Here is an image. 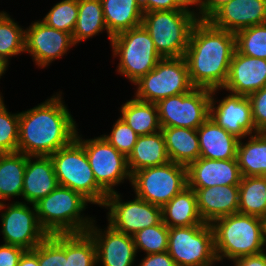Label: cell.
Returning a JSON list of instances; mask_svg holds the SVG:
<instances>
[{
    "mask_svg": "<svg viewBox=\"0 0 266 266\" xmlns=\"http://www.w3.org/2000/svg\"><path fill=\"white\" fill-rule=\"evenodd\" d=\"M61 95L56 93L32 109L19 112L18 152L50 156L76 138L77 123Z\"/></svg>",
    "mask_w": 266,
    "mask_h": 266,
    "instance_id": "1",
    "label": "cell"
},
{
    "mask_svg": "<svg viewBox=\"0 0 266 266\" xmlns=\"http://www.w3.org/2000/svg\"><path fill=\"white\" fill-rule=\"evenodd\" d=\"M236 50L235 33L198 20L190 33L184 58L189 77L196 88L222 89Z\"/></svg>",
    "mask_w": 266,
    "mask_h": 266,
    "instance_id": "2",
    "label": "cell"
},
{
    "mask_svg": "<svg viewBox=\"0 0 266 266\" xmlns=\"http://www.w3.org/2000/svg\"><path fill=\"white\" fill-rule=\"evenodd\" d=\"M211 225L218 263L225 258L233 262L265 251L266 222L263 218L237 212L216 219Z\"/></svg>",
    "mask_w": 266,
    "mask_h": 266,
    "instance_id": "3",
    "label": "cell"
},
{
    "mask_svg": "<svg viewBox=\"0 0 266 266\" xmlns=\"http://www.w3.org/2000/svg\"><path fill=\"white\" fill-rule=\"evenodd\" d=\"M88 203L82 194L58 185L34 205L40 226L53 235L87 232L93 223L92 217L82 214Z\"/></svg>",
    "mask_w": 266,
    "mask_h": 266,
    "instance_id": "4",
    "label": "cell"
},
{
    "mask_svg": "<svg viewBox=\"0 0 266 266\" xmlns=\"http://www.w3.org/2000/svg\"><path fill=\"white\" fill-rule=\"evenodd\" d=\"M196 11V12H195ZM197 9L160 10L143 13L142 25L162 58L184 57Z\"/></svg>",
    "mask_w": 266,
    "mask_h": 266,
    "instance_id": "5",
    "label": "cell"
},
{
    "mask_svg": "<svg viewBox=\"0 0 266 266\" xmlns=\"http://www.w3.org/2000/svg\"><path fill=\"white\" fill-rule=\"evenodd\" d=\"M50 158L59 185L82 194L91 204L104 205L108 193L96 182L85 149L76 139Z\"/></svg>",
    "mask_w": 266,
    "mask_h": 266,
    "instance_id": "6",
    "label": "cell"
},
{
    "mask_svg": "<svg viewBox=\"0 0 266 266\" xmlns=\"http://www.w3.org/2000/svg\"><path fill=\"white\" fill-rule=\"evenodd\" d=\"M110 44L114 58H119L116 71L133 84L162 59L142 24L113 36Z\"/></svg>",
    "mask_w": 266,
    "mask_h": 266,
    "instance_id": "7",
    "label": "cell"
},
{
    "mask_svg": "<svg viewBox=\"0 0 266 266\" xmlns=\"http://www.w3.org/2000/svg\"><path fill=\"white\" fill-rule=\"evenodd\" d=\"M135 97L138 100L157 103L161 99L187 93L195 88L189 77L184 57L162 58L155 68L137 82Z\"/></svg>",
    "mask_w": 266,
    "mask_h": 266,
    "instance_id": "8",
    "label": "cell"
},
{
    "mask_svg": "<svg viewBox=\"0 0 266 266\" xmlns=\"http://www.w3.org/2000/svg\"><path fill=\"white\" fill-rule=\"evenodd\" d=\"M131 186L136 196L162 208L187 187V167L170 161L140 169L131 175Z\"/></svg>",
    "mask_w": 266,
    "mask_h": 266,
    "instance_id": "9",
    "label": "cell"
},
{
    "mask_svg": "<svg viewBox=\"0 0 266 266\" xmlns=\"http://www.w3.org/2000/svg\"><path fill=\"white\" fill-rule=\"evenodd\" d=\"M167 251L177 266H215L218 262L213 227L208 223L170 227Z\"/></svg>",
    "mask_w": 266,
    "mask_h": 266,
    "instance_id": "10",
    "label": "cell"
},
{
    "mask_svg": "<svg viewBox=\"0 0 266 266\" xmlns=\"http://www.w3.org/2000/svg\"><path fill=\"white\" fill-rule=\"evenodd\" d=\"M211 90L193 88L156 103L161 127L197 129L210 117Z\"/></svg>",
    "mask_w": 266,
    "mask_h": 266,
    "instance_id": "11",
    "label": "cell"
},
{
    "mask_svg": "<svg viewBox=\"0 0 266 266\" xmlns=\"http://www.w3.org/2000/svg\"><path fill=\"white\" fill-rule=\"evenodd\" d=\"M75 139L85 149L96 182L108 194L115 192L114 187L123 183L125 179L131 183L127 157L116 150L102 135L94 139H83L77 131Z\"/></svg>",
    "mask_w": 266,
    "mask_h": 266,
    "instance_id": "12",
    "label": "cell"
},
{
    "mask_svg": "<svg viewBox=\"0 0 266 266\" xmlns=\"http://www.w3.org/2000/svg\"><path fill=\"white\" fill-rule=\"evenodd\" d=\"M117 191L109 193L103 207L107 208V221L114 230L134 236L142 229L162 221V208L138 196L131 201L122 200Z\"/></svg>",
    "mask_w": 266,
    "mask_h": 266,
    "instance_id": "13",
    "label": "cell"
},
{
    "mask_svg": "<svg viewBox=\"0 0 266 266\" xmlns=\"http://www.w3.org/2000/svg\"><path fill=\"white\" fill-rule=\"evenodd\" d=\"M5 204L0 203L4 244L33 250L48 236L39 224L35 205L29 204L30 208L27 203L19 201Z\"/></svg>",
    "mask_w": 266,
    "mask_h": 266,
    "instance_id": "14",
    "label": "cell"
},
{
    "mask_svg": "<svg viewBox=\"0 0 266 266\" xmlns=\"http://www.w3.org/2000/svg\"><path fill=\"white\" fill-rule=\"evenodd\" d=\"M72 46L75 47L72 34L49 27L41 20L25 29V53L31 55L39 68L62 58Z\"/></svg>",
    "mask_w": 266,
    "mask_h": 266,
    "instance_id": "15",
    "label": "cell"
},
{
    "mask_svg": "<svg viewBox=\"0 0 266 266\" xmlns=\"http://www.w3.org/2000/svg\"><path fill=\"white\" fill-rule=\"evenodd\" d=\"M219 90L222 89L211 90L210 117L224 130L239 139L258 133L254 126L249 98L230 93L221 101H216L214 97ZM217 102L219 103L215 106Z\"/></svg>",
    "mask_w": 266,
    "mask_h": 266,
    "instance_id": "16",
    "label": "cell"
},
{
    "mask_svg": "<svg viewBox=\"0 0 266 266\" xmlns=\"http://www.w3.org/2000/svg\"><path fill=\"white\" fill-rule=\"evenodd\" d=\"M95 220L87 230L96 245L97 265L132 266L136 258L133 236L114 230L110 225L100 229ZM104 230V231H103Z\"/></svg>",
    "mask_w": 266,
    "mask_h": 266,
    "instance_id": "17",
    "label": "cell"
},
{
    "mask_svg": "<svg viewBox=\"0 0 266 266\" xmlns=\"http://www.w3.org/2000/svg\"><path fill=\"white\" fill-rule=\"evenodd\" d=\"M241 179L242 174L237 158L214 160L199 157L187 166V186L189 188L239 185Z\"/></svg>",
    "mask_w": 266,
    "mask_h": 266,
    "instance_id": "18",
    "label": "cell"
},
{
    "mask_svg": "<svg viewBox=\"0 0 266 266\" xmlns=\"http://www.w3.org/2000/svg\"><path fill=\"white\" fill-rule=\"evenodd\" d=\"M266 86V59L243 55L235 50L225 85L229 93L248 97Z\"/></svg>",
    "mask_w": 266,
    "mask_h": 266,
    "instance_id": "19",
    "label": "cell"
},
{
    "mask_svg": "<svg viewBox=\"0 0 266 266\" xmlns=\"http://www.w3.org/2000/svg\"><path fill=\"white\" fill-rule=\"evenodd\" d=\"M208 21L216 28L233 33L266 23V0H230Z\"/></svg>",
    "mask_w": 266,
    "mask_h": 266,
    "instance_id": "20",
    "label": "cell"
},
{
    "mask_svg": "<svg viewBox=\"0 0 266 266\" xmlns=\"http://www.w3.org/2000/svg\"><path fill=\"white\" fill-rule=\"evenodd\" d=\"M195 191L197 207L204 223L235 214L239 206V185L191 188Z\"/></svg>",
    "mask_w": 266,
    "mask_h": 266,
    "instance_id": "21",
    "label": "cell"
},
{
    "mask_svg": "<svg viewBox=\"0 0 266 266\" xmlns=\"http://www.w3.org/2000/svg\"><path fill=\"white\" fill-rule=\"evenodd\" d=\"M35 159V160H33ZM54 165L50 156H27L22 197L27 204H35L57 186Z\"/></svg>",
    "mask_w": 266,
    "mask_h": 266,
    "instance_id": "22",
    "label": "cell"
},
{
    "mask_svg": "<svg viewBox=\"0 0 266 266\" xmlns=\"http://www.w3.org/2000/svg\"><path fill=\"white\" fill-rule=\"evenodd\" d=\"M200 158L235 159L239 138L219 126L211 117L197 128Z\"/></svg>",
    "mask_w": 266,
    "mask_h": 266,
    "instance_id": "23",
    "label": "cell"
},
{
    "mask_svg": "<svg viewBox=\"0 0 266 266\" xmlns=\"http://www.w3.org/2000/svg\"><path fill=\"white\" fill-rule=\"evenodd\" d=\"M170 162L162 131L138 136L132 152L127 157L130 174L146 168Z\"/></svg>",
    "mask_w": 266,
    "mask_h": 266,
    "instance_id": "24",
    "label": "cell"
},
{
    "mask_svg": "<svg viewBox=\"0 0 266 266\" xmlns=\"http://www.w3.org/2000/svg\"><path fill=\"white\" fill-rule=\"evenodd\" d=\"M170 161L188 166L200 157L197 129L161 127Z\"/></svg>",
    "mask_w": 266,
    "mask_h": 266,
    "instance_id": "25",
    "label": "cell"
},
{
    "mask_svg": "<svg viewBox=\"0 0 266 266\" xmlns=\"http://www.w3.org/2000/svg\"><path fill=\"white\" fill-rule=\"evenodd\" d=\"M108 33L113 37L141 25L143 10L139 0H101Z\"/></svg>",
    "mask_w": 266,
    "mask_h": 266,
    "instance_id": "26",
    "label": "cell"
},
{
    "mask_svg": "<svg viewBox=\"0 0 266 266\" xmlns=\"http://www.w3.org/2000/svg\"><path fill=\"white\" fill-rule=\"evenodd\" d=\"M162 222L170 227H189L204 224L195 191L188 186L162 207Z\"/></svg>",
    "mask_w": 266,
    "mask_h": 266,
    "instance_id": "27",
    "label": "cell"
},
{
    "mask_svg": "<svg viewBox=\"0 0 266 266\" xmlns=\"http://www.w3.org/2000/svg\"><path fill=\"white\" fill-rule=\"evenodd\" d=\"M25 169V154L0 153V203L22 196Z\"/></svg>",
    "mask_w": 266,
    "mask_h": 266,
    "instance_id": "28",
    "label": "cell"
},
{
    "mask_svg": "<svg viewBox=\"0 0 266 266\" xmlns=\"http://www.w3.org/2000/svg\"><path fill=\"white\" fill-rule=\"evenodd\" d=\"M120 118L138 136L154 134L161 130L156 103L145 102L135 97L122 104Z\"/></svg>",
    "mask_w": 266,
    "mask_h": 266,
    "instance_id": "29",
    "label": "cell"
},
{
    "mask_svg": "<svg viewBox=\"0 0 266 266\" xmlns=\"http://www.w3.org/2000/svg\"><path fill=\"white\" fill-rule=\"evenodd\" d=\"M237 161L242 177L266 176V132L248 136V141L239 140Z\"/></svg>",
    "mask_w": 266,
    "mask_h": 266,
    "instance_id": "30",
    "label": "cell"
},
{
    "mask_svg": "<svg viewBox=\"0 0 266 266\" xmlns=\"http://www.w3.org/2000/svg\"><path fill=\"white\" fill-rule=\"evenodd\" d=\"M104 30L111 42L112 36L107 31L101 0H78V17L72 32L74 44H79Z\"/></svg>",
    "mask_w": 266,
    "mask_h": 266,
    "instance_id": "31",
    "label": "cell"
},
{
    "mask_svg": "<svg viewBox=\"0 0 266 266\" xmlns=\"http://www.w3.org/2000/svg\"><path fill=\"white\" fill-rule=\"evenodd\" d=\"M238 212L266 219V176L242 177Z\"/></svg>",
    "mask_w": 266,
    "mask_h": 266,
    "instance_id": "32",
    "label": "cell"
},
{
    "mask_svg": "<svg viewBox=\"0 0 266 266\" xmlns=\"http://www.w3.org/2000/svg\"><path fill=\"white\" fill-rule=\"evenodd\" d=\"M66 266H96V245L88 232L66 234Z\"/></svg>",
    "mask_w": 266,
    "mask_h": 266,
    "instance_id": "33",
    "label": "cell"
},
{
    "mask_svg": "<svg viewBox=\"0 0 266 266\" xmlns=\"http://www.w3.org/2000/svg\"><path fill=\"white\" fill-rule=\"evenodd\" d=\"M25 53V30L5 11H0V58L9 64L10 57Z\"/></svg>",
    "mask_w": 266,
    "mask_h": 266,
    "instance_id": "34",
    "label": "cell"
},
{
    "mask_svg": "<svg viewBox=\"0 0 266 266\" xmlns=\"http://www.w3.org/2000/svg\"><path fill=\"white\" fill-rule=\"evenodd\" d=\"M235 36L236 50L239 53L266 59V23L241 29Z\"/></svg>",
    "mask_w": 266,
    "mask_h": 266,
    "instance_id": "35",
    "label": "cell"
},
{
    "mask_svg": "<svg viewBox=\"0 0 266 266\" xmlns=\"http://www.w3.org/2000/svg\"><path fill=\"white\" fill-rule=\"evenodd\" d=\"M136 251H144L147 254L167 251L169 239V227L162 221L155 226L138 231L134 236Z\"/></svg>",
    "mask_w": 266,
    "mask_h": 266,
    "instance_id": "36",
    "label": "cell"
},
{
    "mask_svg": "<svg viewBox=\"0 0 266 266\" xmlns=\"http://www.w3.org/2000/svg\"><path fill=\"white\" fill-rule=\"evenodd\" d=\"M78 17V0H62L41 20L47 26L72 34Z\"/></svg>",
    "mask_w": 266,
    "mask_h": 266,
    "instance_id": "37",
    "label": "cell"
},
{
    "mask_svg": "<svg viewBox=\"0 0 266 266\" xmlns=\"http://www.w3.org/2000/svg\"><path fill=\"white\" fill-rule=\"evenodd\" d=\"M66 234L48 235L38 245L39 266H66Z\"/></svg>",
    "mask_w": 266,
    "mask_h": 266,
    "instance_id": "38",
    "label": "cell"
},
{
    "mask_svg": "<svg viewBox=\"0 0 266 266\" xmlns=\"http://www.w3.org/2000/svg\"><path fill=\"white\" fill-rule=\"evenodd\" d=\"M19 113L8 112L0 92V153L18 152Z\"/></svg>",
    "mask_w": 266,
    "mask_h": 266,
    "instance_id": "39",
    "label": "cell"
},
{
    "mask_svg": "<svg viewBox=\"0 0 266 266\" xmlns=\"http://www.w3.org/2000/svg\"><path fill=\"white\" fill-rule=\"evenodd\" d=\"M111 133L102 136L120 153L126 157L132 152L136 144L138 135L134 130L125 123L121 118L113 124Z\"/></svg>",
    "mask_w": 266,
    "mask_h": 266,
    "instance_id": "40",
    "label": "cell"
},
{
    "mask_svg": "<svg viewBox=\"0 0 266 266\" xmlns=\"http://www.w3.org/2000/svg\"><path fill=\"white\" fill-rule=\"evenodd\" d=\"M254 126L258 132H266V86L248 96Z\"/></svg>",
    "mask_w": 266,
    "mask_h": 266,
    "instance_id": "41",
    "label": "cell"
},
{
    "mask_svg": "<svg viewBox=\"0 0 266 266\" xmlns=\"http://www.w3.org/2000/svg\"><path fill=\"white\" fill-rule=\"evenodd\" d=\"M25 249L10 244L0 245V266H17Z\"/></svg>",
    "mask_w": 266,
    "mask_h": 266,
    "instance_id": "42",
    "label": "cell"
},
{
    "mask_svg": "<svg viewBox=\"0 0 266 266\" xmlns=\"http://www.w3.org/2000/svg\"><path fill=\"white\" fill-rule=\"evenodd\" d=\"M230 0H199L197 18L198 20H208L220 7Z\"/></svg>",
    "mask_w": 266,
    "mask_h": 266,
    "instance_id": "43",
    "label": "cell"
},
{
    "mask_svg": "<svg viewBox=\"0 0 266 266\" xmlns=\"http://www.w3.org/2000/svg\"><path fill=\"white\" fill-rule=\"evenodd\" d=\"M143 12L176 10L182 8L175 0H139Z\"/></svg>",
    "mask_w": 266,
    "mask_h": 266,
    "instance_id": "44",
    "label": "cell"
},
{
    "mask_svg": "<svg viewBox=\"0 0 266 266\" xmlns=\"http://www.w3.org/2000/svg\"><path fill=\"white\" fill-rule=\"evenodd\" d=\"M138 266H177L168 251L147 254Z\"/></svg>",
    "mask_w": 266,
    "mask_h": 266,
    "instance_id": "45",
    "label": "cell"
},
{
    "mask_svg": "<svg viewBox=\"0 0 266 266\" xmlns=\"http://www.w3.org/2000/svg\"><path fill=\"white\" fill-rule=\"evenodd\" d=\"M234 266H266L265 251L255 255L243 256L233 261Z\"/></svg>",
    "mask_w": 266,
    "mask_h": 266,
    "instance_id": "46",
    "label": "cell"
},
{
    "mask_svg": "<svg viewBox=\"0 0 266 266\" xmlns=\"http://www.w3.org/2000/svg\"><path fill=\"white\" fill-rule=\"evenodd\" d=\"M17 266H39L38 245L33 250H25Z\"/></svg>",
    "mask_w": 266,
    "mask_h": 266,
    "instance_id": "47",
    "label": "cell"
},
{
    "mask_svg": "<svg viewBox=\"0 0 266 266\" xmlns=\"http://www.w3.org/2000/svg\"><path fill=\"white\" fill-rule=\"evenodd\" d=\"M182 8L191 10L189 6H196L198 8L199 0H175Z\"/></svg>",
    "mask_w": 266,
    "mask_h": 266,
    "instance_id": "48",
    "label": "cell"
},
{
    "mask_svg": "<svg viewBox=\"0 0 266 266\" xmlns=\"http://www.w3.org/2000/svg\"><path fill=\"white\" fill-rule=\"evenodd\" d=\"M8 63H6L2 58H0V79L1 76H3L7 70Z\"/></svg>",
    "mask_w": 266,
    "mask_h": 266,
    "instance_id": "49",
    "label": "cell"
}]
</instances>
